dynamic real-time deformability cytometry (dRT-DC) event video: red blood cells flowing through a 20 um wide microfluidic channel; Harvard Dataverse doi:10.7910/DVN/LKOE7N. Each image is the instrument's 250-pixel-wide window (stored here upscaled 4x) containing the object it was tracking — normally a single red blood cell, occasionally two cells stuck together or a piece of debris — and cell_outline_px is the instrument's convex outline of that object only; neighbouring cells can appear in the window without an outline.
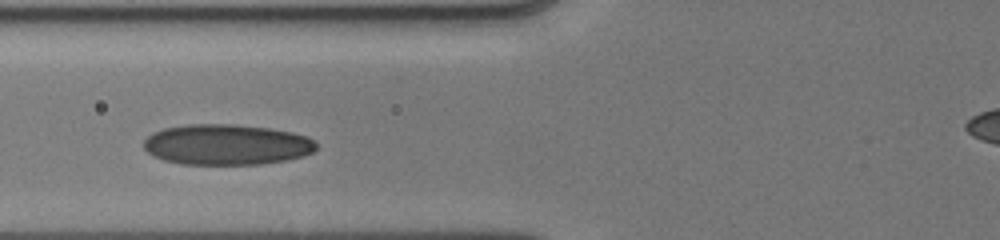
{"species": "human", "species_latin": "Homo sapiens", "temperature_condition": "cold", "stored_images_in_passage": 6, "camera_frame_rate_fps": 3000, "um_per_image_px": 0.085, "donor": {"sex": "male"}, "frame": {"image": 1, "passage_image": 3, "time_ms": 2.333, "image_size_px": [1000, 240], "cell_outline_px": [[316, 148], [312, 152], [304, 156], [288, 160], [260, 164], [180, 164], [164, 160], [152, 156], [144, 148], [144, 140], [152, 132], [164, 128], [188, 124], [232, 124], [268, 128], [292, 132], [308, 136], [316, 140]], "centroid_in_image_um": [19.27, 12.29], "position_along_channel_um": 106.5, "area_um2": 41.1}}
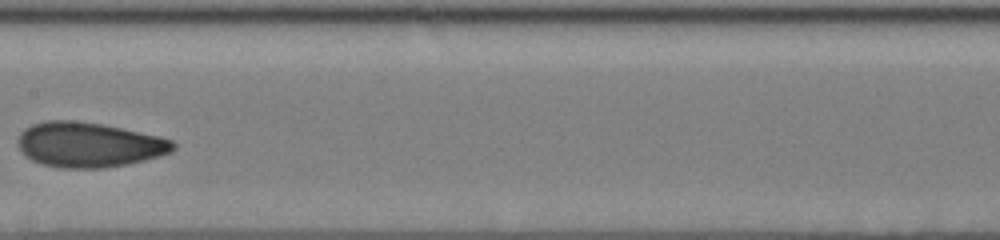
{"frame": {"image": 2, "passage_image": 5, "time_ms": 4.667, "image_size_px": [1000, 240], "cell_outline_px": [[176, 148], [172, 152], [160, 156], [128, 164], [104, 168], [60, 168], [40, 164], [24, 156], [16, 144], [16, 140], [20, 132], [24, 128], [32, 124], [44, 120], [76, 120], [104, 124], [160, 136], [172, 140], [176, 144]], "centroid_in_image_um": [7.53, 12.29], "position_along_channel_um": 199.9, "area_um2": 41.38}}
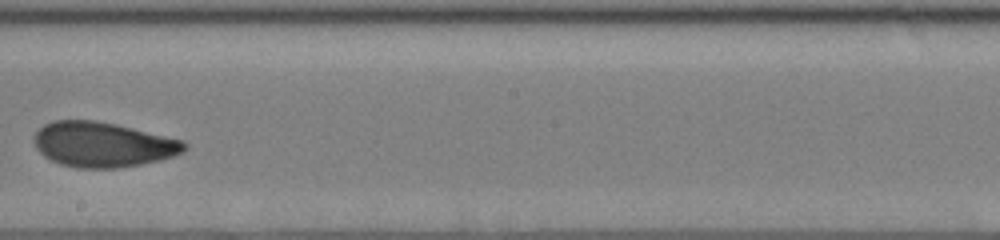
{"frame": {"image": 3, "passage_image": 6, "time_ms": 5.667, "image_size_px": [1000, 240], "cell_outline_px": [[188, 148], [184, 152], [160, 160], [120, 168], [76, 168], [60, 164], [44, 156], [36, 148], [36, 132], [44, 124], [52, 120], [96, 120], [116, 124], [184, 140], [188, 144]], "centroid_in_image_um": [8.78, 12.28], "position_along_channel_um": 239.4, "area_um2": 39.48}}